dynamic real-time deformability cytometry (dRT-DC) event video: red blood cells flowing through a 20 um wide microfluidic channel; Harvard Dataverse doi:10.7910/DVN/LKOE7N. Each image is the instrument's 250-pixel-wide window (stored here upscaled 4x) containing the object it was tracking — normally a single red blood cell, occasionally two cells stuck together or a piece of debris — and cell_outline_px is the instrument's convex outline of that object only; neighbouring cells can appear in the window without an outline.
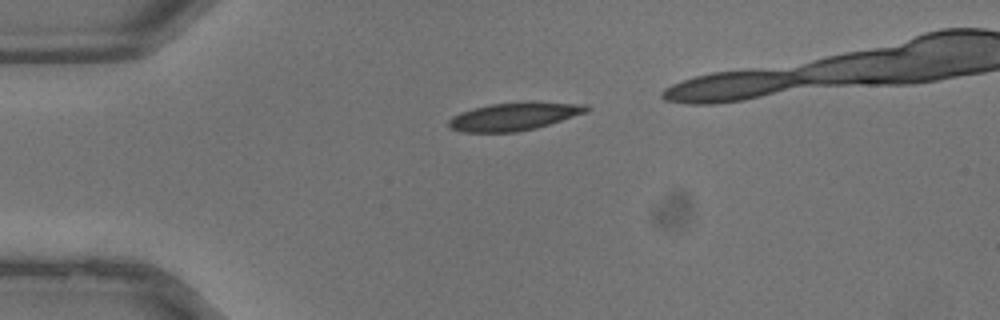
{"species": "common noctule bat (a hibernating species)", "species_latin": "Nyctalus noctula", "temperature_condition": "warm", "stored_images_in_passage": 24, "camera_frame_rate_fps": 3000, "um_per_image_px": 0.085, "animal": {"sex": "male", "body_mass_g": 13.3}, "frame": {"image": 1, "passage_image": 1, "time_ms": 0.0, "image_size_px": [1000, 320], "cell_outline_px": [[592, 108], [588, 112], [536, 128], [516, 132], [460, 132], [448, 128], [448, 120], [452, 116], [460, 112], [472, 108], [492, 104], [528, 100], [588, 104]], "centroid_in_image_um": [43.73, 9.87], "position_along_channel_um": 41.3, "area_um2": 23.06}}
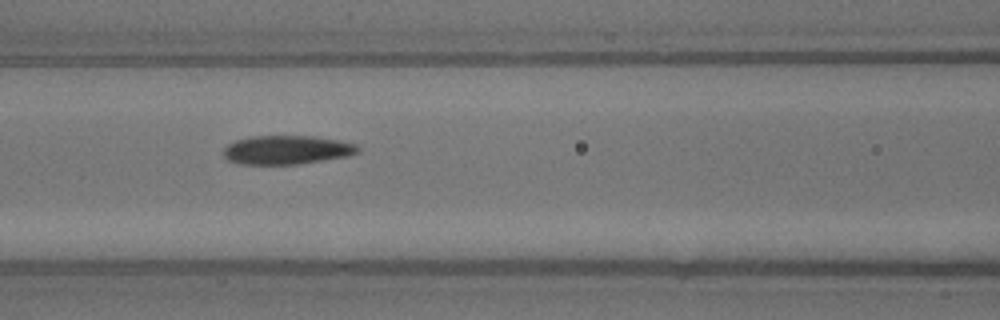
{"frame": {"image": 2, "passage_image": 8, "time_ms": 2.333, "image_size_px": [1000, 320], "cell_outline_px": [[360, 152], [348, 156], [296, 164], [240, 164], [228, 160], [224, 156], [224, 148], [228, 144], [236, 140], [252, 136], [312, 136], [340, 140], [356, 144], [360, 148]], "centroid_in_image_um": [24.39, 12.73], "position_along_channel_um": 142.2, "area_um2": 22.54}}
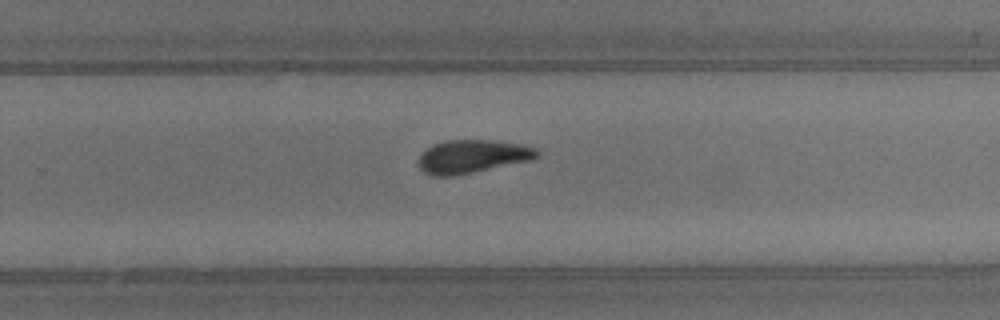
{"frame": {"image": 3, "passage_image": 16, "time_ms": 5.0, "image_size_px": [1000, 320], "cell_outline_px": [[540, 156], [532, 160], [456, 176], [432, 176], [424, 172], [420, 168], [420, 156], [432, 144], [448, 140], [492, 140], [520, 144], [536, 148], [540, 152]], "centroid_in_image_um": [40.19, 13.3], "position_along_channel_um": 289.6, "area_um2": 23.0}}